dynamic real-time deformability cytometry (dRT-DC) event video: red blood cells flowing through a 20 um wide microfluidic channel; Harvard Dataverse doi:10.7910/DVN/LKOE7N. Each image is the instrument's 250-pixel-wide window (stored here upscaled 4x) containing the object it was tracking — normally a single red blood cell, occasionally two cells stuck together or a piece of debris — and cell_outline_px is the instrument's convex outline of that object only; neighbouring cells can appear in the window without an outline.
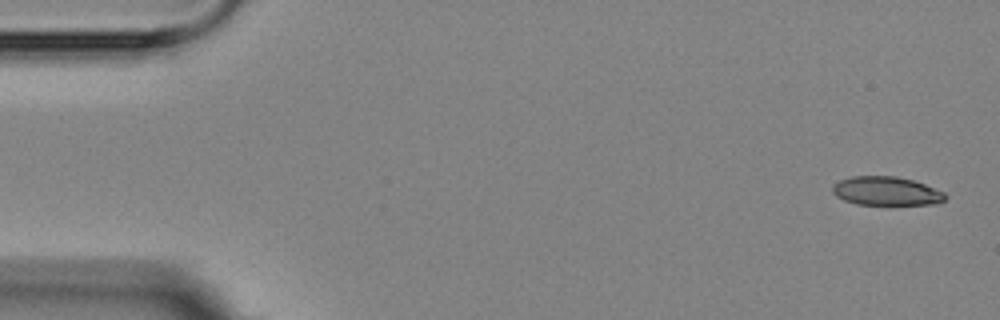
{"species": "Egyptian fruit bat (a non-hibernating species)", "species_latin": "Rousettus aegyptiacus", "temperature_condition": "room temperature", "stored_images_in_passage": 3, "camera_frame_rate_fps": 3000, "um_per_image_px": 0.085, "animal": {"sex": "female"}, "frame": {"image": 1, "passage_image": 1, "time_ms": 0.0, "image_size_px": [1000, 320], "cell_outline_px": [[948, 196], [944, 200], [936, 204], [856, 204], [844, 200], [836, 196], [832, 192], [832, 184], [840, 180], [852, 176], [896, 176], [912, 180], [924, 184], [944, 192]], "centroid_in_image_um": [75.32, 16.23], "position_along_channel_um": 9.7, "area_um2": 18.84}}